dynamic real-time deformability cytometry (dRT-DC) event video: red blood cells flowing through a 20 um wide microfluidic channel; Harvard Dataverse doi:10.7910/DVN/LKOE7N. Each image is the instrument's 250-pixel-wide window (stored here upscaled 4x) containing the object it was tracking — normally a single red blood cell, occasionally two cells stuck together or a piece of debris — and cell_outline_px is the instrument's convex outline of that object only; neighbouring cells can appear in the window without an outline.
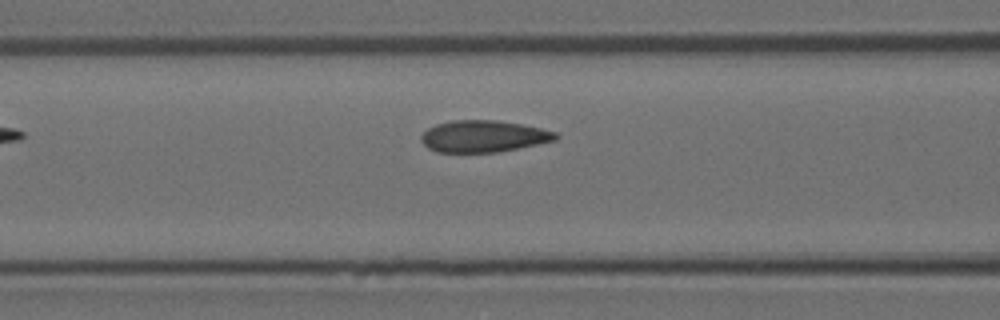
{"species": "Egyptian fruit bat (a non-hibernating species)", "species_latin": "Rousettus aegyptiacus", "temperature_condition": "room temperature", "stored_images_in_passage": 5, "camera_frame_rate_fps": 3000, "um_per_image_px": 0.085, "animal": {"sex": "female"}, "frame": {"image": 1, "passage_image": 5, "time_ms": 1.333, "image_size_px": [1000, 320], "cell_outline_px": [[560, 136], [556, 140], [496, 152], [436, 152], [428, 148], [420, 140], [420, 136], [428, 128], [436, 124], [452, 120], [496, 120], [520, 124], [540, 128], [556, 132]], "centroid_in_image_um": [41.06, 11.58], "position_along_channel_um": 125.5, "area_um2": 24.74}}